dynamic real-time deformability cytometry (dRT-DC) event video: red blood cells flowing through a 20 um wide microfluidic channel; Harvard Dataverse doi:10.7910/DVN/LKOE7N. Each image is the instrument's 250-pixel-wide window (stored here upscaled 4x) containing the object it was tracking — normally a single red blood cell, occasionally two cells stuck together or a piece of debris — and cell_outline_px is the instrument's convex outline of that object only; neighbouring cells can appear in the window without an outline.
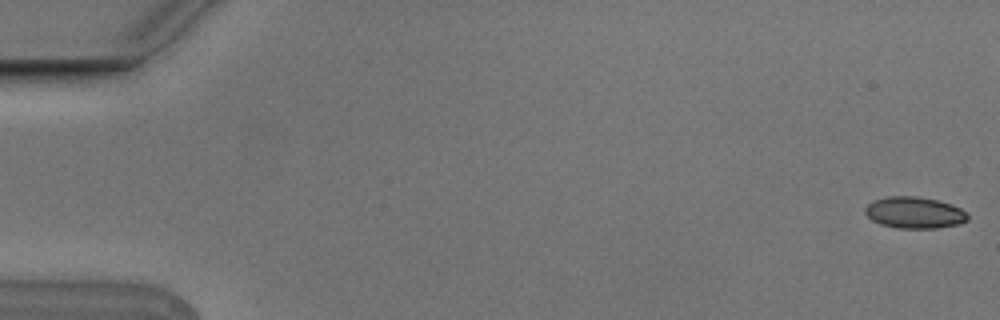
{"species": "Egyptian fruit bat (a non-hibernating species)", "species_latin": "Rousettus aegyptiacus", "temperature_condition": "cold", "stored_images_in_passage": 9, "camera_frame_rate_fps": 3000, "um_per_image_px": 0.085, "animal": {"sex": "male"}, "frame": {"image": 1, "passage_image": 1, "time_ms": 0.0, "image_size_px": [1000, 320], "cell_outline_px": [[968, 220], [960, 224], [936, 228], [900, 228], [880, 224], [872, 220], [864, 212], [864, 208], [872, 200], [888, 196], [916, 196], [936, 200], [952, 204], [960, 208], [968, 216]], "centroid_in_image_um": [77.71, 18.07], "position_along_channel_um": 7.3, "area_um2": 18.84}}
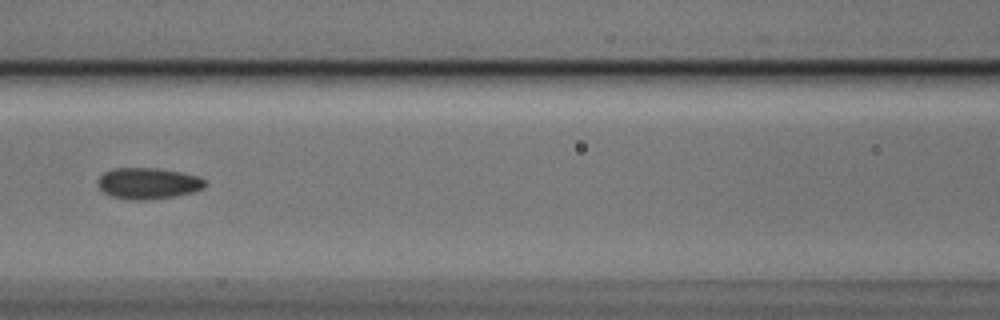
{"frame": {"image": 2, "passage_image": 8, "time_ms": 2.333, "image_size_px": [1000, 320], "cell_outline_px": [[204, 188], [192, 192], [172, 196], [144, 200], [128, 200], [112, 196], [104, 192], [96, 184], [100, 176], [104, 172], [116, 168], [156, 168], [180, 172], [200, 176], [204, 180]], "centroid_in_image_um": [12.56, 15.58], "position_along_channel_um": 154.0, "area_um2": 19.36}}
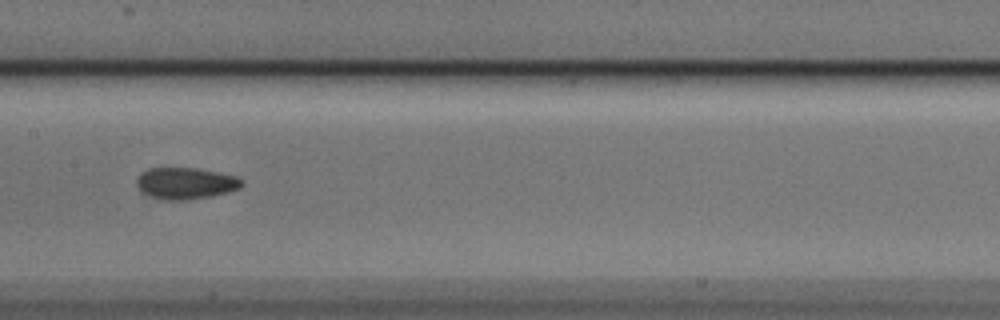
{"frame": {"image": 3, "passage_image": 9, "time_ms": 2.667, "image_size_px": [1000, 320], "cell_outline_px": [[244, 184], [240, 188], [228, 192], [212, 196], [180, 200], [160, 200], [140, 192], [136, 184], [136, 180], [148, 168], [196, 168], [236, 176], [244, 180]], "centroid_in_image_um": [15.78, 15.59], "position_along_channel_um": 191.6, "area_um2": 19.36}}